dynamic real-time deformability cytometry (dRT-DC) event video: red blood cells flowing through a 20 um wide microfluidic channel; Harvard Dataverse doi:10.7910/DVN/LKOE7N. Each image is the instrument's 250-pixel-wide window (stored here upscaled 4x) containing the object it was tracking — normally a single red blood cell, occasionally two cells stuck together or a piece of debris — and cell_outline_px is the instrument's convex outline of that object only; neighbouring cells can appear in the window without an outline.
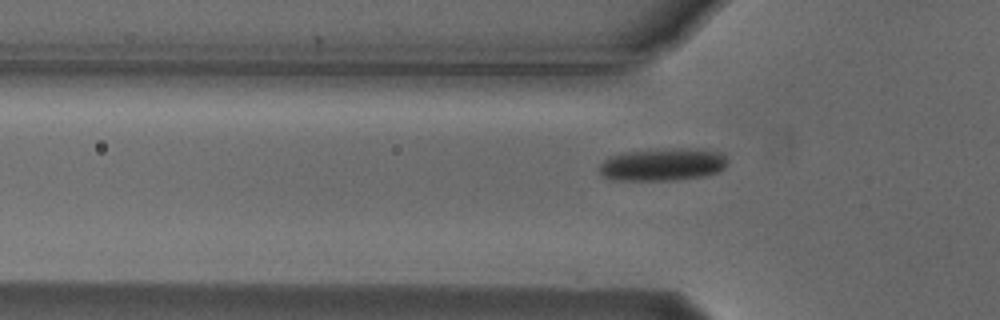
{"species": "Egyptian fruit bat (a non-hibernating species)", "species_latin": "Rousettus aegyptiacus", "temperature_condition": "cold", "stored_images_in_passage": 33, "camera_frame_rate_fps": 3000, "um_per_image_px": 0.085, "animal": {"sex": "male"}, "frame": {"image": 1, "passage_image": 3, "time_ms": 0.667, "image_size_px": [1000, 320], "cell_outline_px": [[728, 164], [724, 168], [716, 172], [704, 176], [676, 180], [612, 180], [604, 176], [600, 172], [600, 164], [608, 156], [624, 152], [672, 148], [680, 148], [720, 152], [728, 160]], "centroid_in_image_um": [56.31, 13.99], "position_along_channel_um": 69.5, "area_um2": 24.28}}
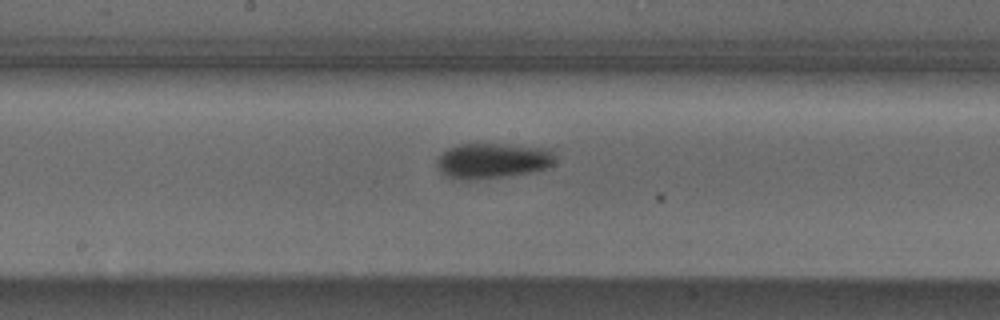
{"frame": {"image": 2, "passage_image": 14, "time_ms": 4.333, "image_size_px": [1000, 320], "cell_outline_px": [[556, 160], [548, 168], [532, 172], [508, 176], [476, 180], [460, 180], [448, 176], [440, 172], [436, 164], [436, 156], [448, 148], [460, 144], [500, 144], [552, 148], [556, 156]], "centroid_in_image_um": [41.88, 13.66], "position_along_channel_um": 206.3, "area_um2": 24.91}}
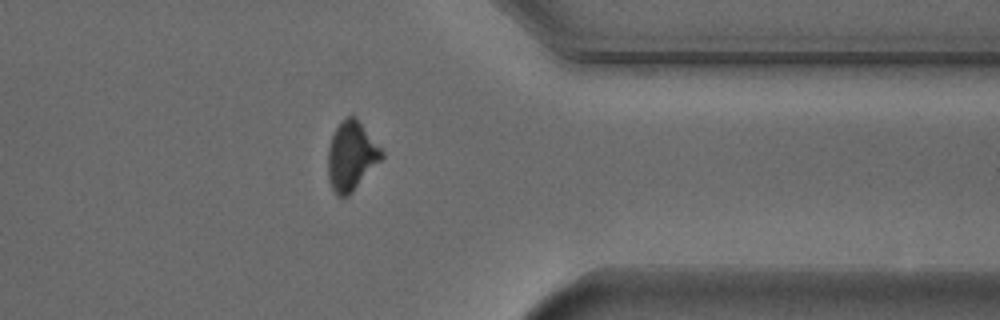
{"frame": {"image": 3, "passage_image": 29, "time_ms": 9.333, "image_size_px": [1000, 320], "cell_outline_px": [[384, 156], [352, 192], [348, 196], [336, 196], [328, 180], [328, 148], [332, 136], [336, 128], [348, 116], [356, 116], [384, 152]], "centroid_in_image_um": [29.86, 13.27], "position_along_channel_um": 381.5, "area_um2": 21.39}, "authors_computed_cell_mechanics": {"area_um2": 23.987, "velocity_mm_per_s": 3.7274, "shape_relaxation_time_tau1_ms": 2.5244, "shape_relaxation_time_tau2_ms": null, "deformation_change_tau1": 0.0832, "deformation_change_tau2": null}}